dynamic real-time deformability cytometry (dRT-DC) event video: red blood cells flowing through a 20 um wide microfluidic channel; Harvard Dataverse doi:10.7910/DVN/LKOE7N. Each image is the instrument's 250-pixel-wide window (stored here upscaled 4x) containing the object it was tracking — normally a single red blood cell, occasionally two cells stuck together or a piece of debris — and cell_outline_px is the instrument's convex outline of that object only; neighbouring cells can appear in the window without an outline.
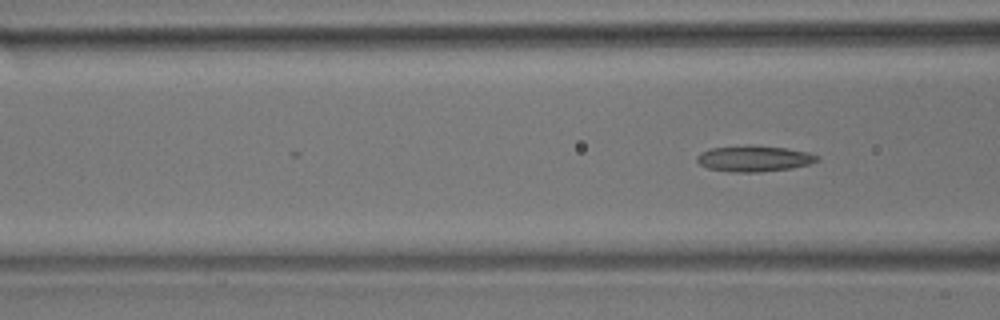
{"species": "common noctule bat (a hibernating species)", "species_latin": "Nyctalus noctula", "temperature_condition": "room temperature", "stored_images_in_passage": 19, "camera_frame_rate_fps": 3000, "um_per_image_px": 0.085, "animal": {"sex": "male", "body_mass_g": 17.9}, "frame": {"image": 1, "passage_image": 19, "time_ms": 6.0, "image_size_px": [1000, 320], "cell_outline_px": [[820, 160], [808, 164], [792, 168], [760, 172], [732, 172], [708, 168], [700, 164], [696, 160], [696, 156], [712, 148], [752, 144], [756, 144], [784, 148], [808, 152], [820, 156]], "centroid_in_image_um": [64.13, 13.47], "position_along_channel_um": 102.5, "area_um2": 18.26}}